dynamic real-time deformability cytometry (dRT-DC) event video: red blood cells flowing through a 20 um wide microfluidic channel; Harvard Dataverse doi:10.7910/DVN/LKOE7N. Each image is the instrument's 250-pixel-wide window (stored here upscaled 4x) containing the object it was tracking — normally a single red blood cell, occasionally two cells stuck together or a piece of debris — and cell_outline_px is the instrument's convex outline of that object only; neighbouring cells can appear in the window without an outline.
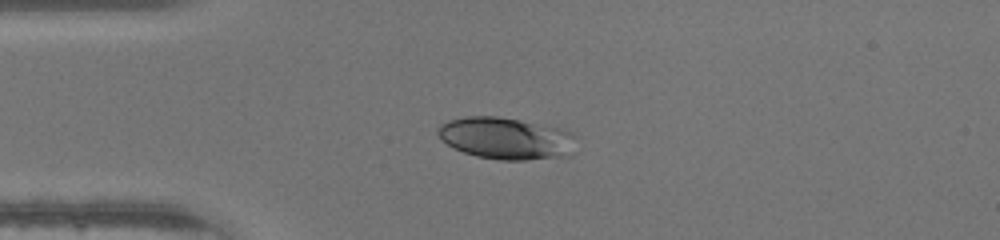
{"species": "human", "species_latin": "Homo sapiens", "temperature_condition": "warm", "stored_images_in_passage": 36, "camera_frame_rate_fps": 3000, "um_per_image_px": 0.085, "donor": {"sex": "male"}, "frame": {"image": 1, "passage_image": 1, "time_ms": 0.0, "image_size_px": [1000, 240], "cell_outline_px": [[576, 136], [572, 156], [524, 160], [500, 160], [476, 156], [464, 152], [448, 144], [436, 132], [440, 124], [448, 120], [464, 116], [496, 116], [520, 120], [560, 128], [572, 132]], "centroid_in_image_um": [43.06, 11.76], "position_along_channel_um": 41.9, "area_um2": 33.93}}
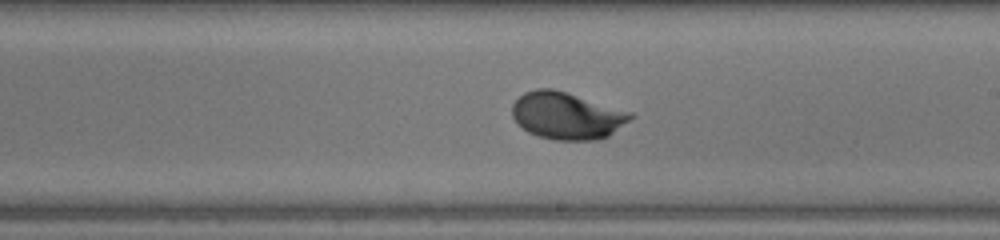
{"frame": {"image": 2, "passage_image": 16, "time_ms": 5.0, "image_size_px": [1000, 240], "cell_outline_px": [[636, 116], [608, 136], [596, 140], [556, 140], [540, 136], [528, 132], [512, 116], [512, 104], [524, 92], [536, 88], [552, 88], [568, 92], [632, 112]], "centroid_in_image_um": [48.21, 9.82], "position_along_channel_um": 240.8, "area_um2": 32.48}}
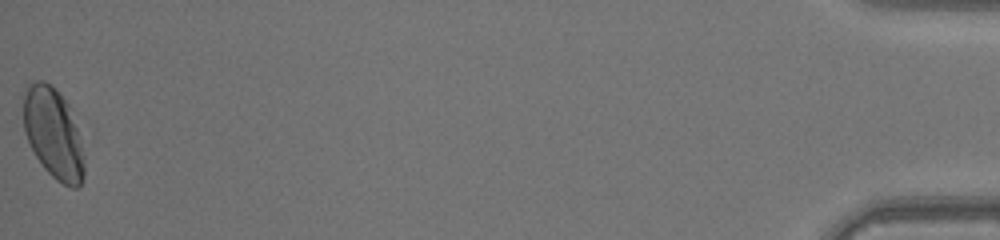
{"frame": {"image": 3, "passage_image": 36, "time_ms": 11.667, "image_size_px": [1000, 240], "cell_outline_px": [[84, 176], [80, 184], [76, 188], [72, 188], [56, 180], [44, 168], [36, 156], [24, 132], [20, 96], [24, 84], [36, 80], [44, 80], [68, 104], [80, 140], [84, 156]], "centroid_in_image_um": [4.46, 11.29], "position_along_channel_um": 430.7, "area_um2": 32.37}}